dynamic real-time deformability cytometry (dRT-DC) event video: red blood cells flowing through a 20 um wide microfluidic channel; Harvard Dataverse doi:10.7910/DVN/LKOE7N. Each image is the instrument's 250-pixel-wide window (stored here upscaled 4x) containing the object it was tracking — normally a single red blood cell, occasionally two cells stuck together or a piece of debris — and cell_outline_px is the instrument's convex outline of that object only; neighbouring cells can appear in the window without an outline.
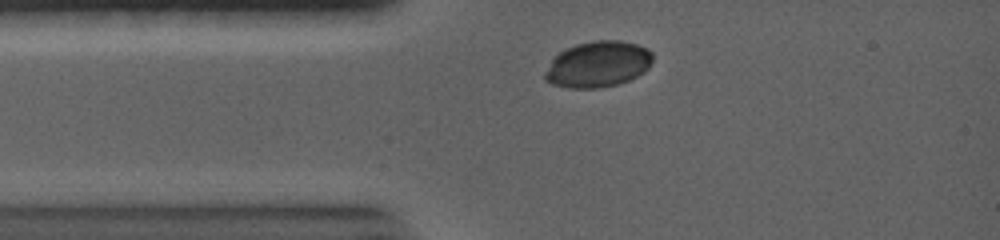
{"species": "common noctule bat (a hibernating species)", "species_latin": "Nyctalus noctula", "temperature_condition": "warm", "stored_images_in_passage": 53, "camera_frame_rate_fps": 5000, "um_per_image_px": 0.085, "animal": {"sex": "female", "body_mass_g": 19.0, "forearm_length_mm": 56.7}, "frame": {"image": 1, "passage_image": 6, "time_ms": 1.2, "image_size_px": [1000, 240], "cell_outline_px": [[652, 60], [648, 68], [644, 72], [628, 80], [616, 84], [600, 88], [568, 88], [552, 84], [544, 80], [544, 72], [552, 60], [560, 52], [576, 44], [592, 40], [620, 40], [636, 44], [648, 48], [652, 52]], "centroid_in_image_um": [50.82, 5.46], "position_along_channel_um": 34.2, "area_um2": 28.9}}
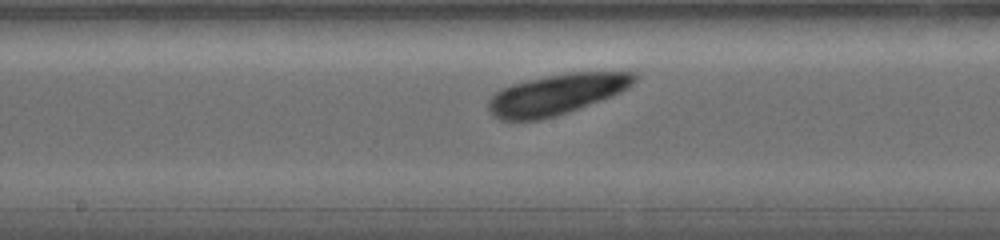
{"frame": {"image": 2, "passage_image": 27, "time_ms": 6.0, "image_size_px": [1000, 240], "cell_outline_px": [[636, 80], [628, 88], [612, 96], [540, 120], [500, 120], [488, 108], [488, 100], [496, 92], [512, 84], [528, 80], [548, 76], [572, 72], [632, 72], [636, 76]], "centroid_in_image_um": [47.3, 8.01], "position_along_channel_um": 200.9, "area_um2": 33.58}}
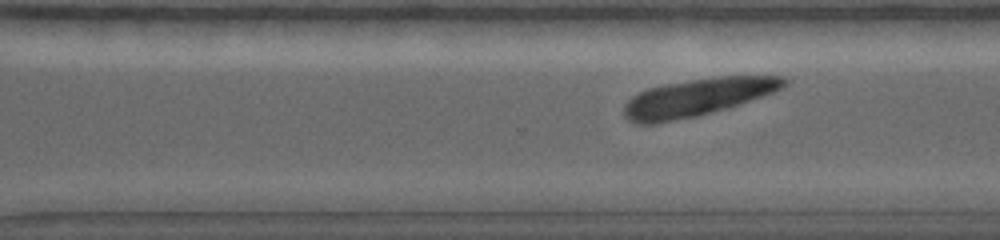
{"frame": {"image": 3, "passage_image": 40, "time_ms": 9.0, "image_size_px": [1000, 240], "cell_outline_px": [[788, 84], [784, 88], [736, 104], [708, 112], [688, 116], [664, 120], [632, 120], [624, 112], [624, 108], [628, 100], [632, 96], [648, 88], [668, 84], [692, 80], [720, 76], [784, 76], [788, 80]], "centroid_in_image_um": [59.42, 8.18], "position_along_channel_um": 311.2, "area_um2": 32.71}}